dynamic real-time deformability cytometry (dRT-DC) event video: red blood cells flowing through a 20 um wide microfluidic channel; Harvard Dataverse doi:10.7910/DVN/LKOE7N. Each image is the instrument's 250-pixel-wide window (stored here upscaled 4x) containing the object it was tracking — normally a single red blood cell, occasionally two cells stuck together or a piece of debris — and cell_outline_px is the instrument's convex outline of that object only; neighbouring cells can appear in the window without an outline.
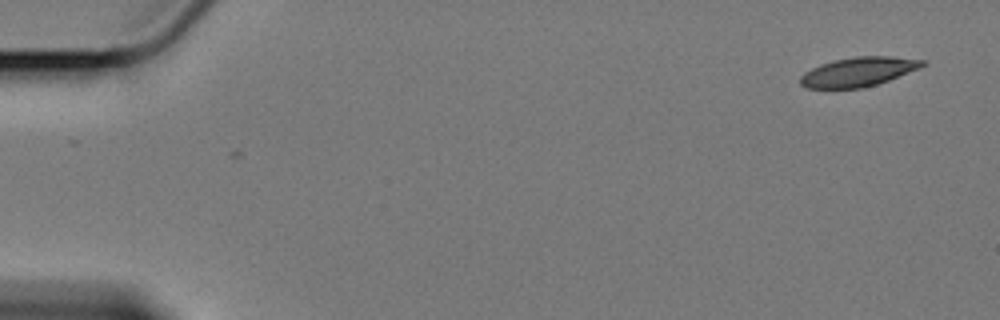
{"species": "Egyptian fruit bat (a non-hibernating species)", "species_latin": "Rousettus aegyptiacus", "temperature_condition": "cold", "stored_images_in_passage": 15, "camera_frame_rate_fps": 3000, "um_per_image_px": 0.085, "animal": {"sex": "female"}, "frame": {"image": 1, "passage_image": 1, "time_ms": 0.0, "image_size_px": [1000, 320], "cell_outline_px": [[928, 64], [920, 68], [888, 80], [876, 84], [860, 88], [808, 88], [800, 84], [800, 76], [804, 72], [820, 64], [832, 60], [856, 56], [892, 56], [928, 60]], "centroid_in_image_um": [72.99, 6.08], "position_along_channel_um": 12.0, "area_um2": 20.92}}
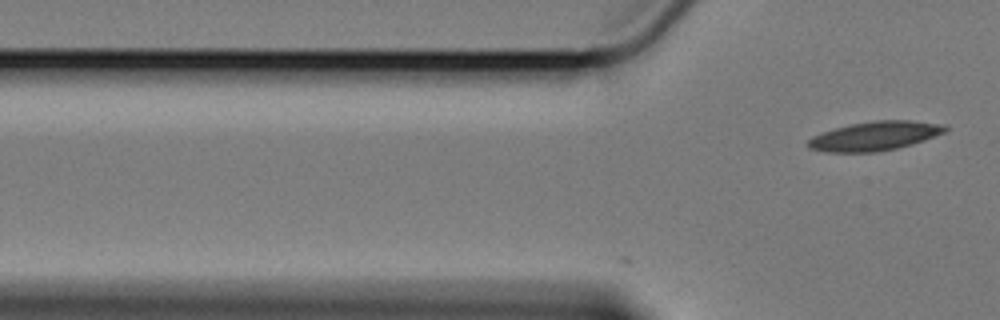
{"frame": {"image": 2, "passage_image": 15, "time_ms": 4.667, "image_size_px": [1000, 320], "cell_outline_px": [[948, 128], [944, 132], [924, 140], [912, 144], [896, 148], [876, 152], [824, 152], [808, 148], [804, 144], [812, 136], [836, 128], [852, 124], [872, 120], [912, 120], [944, 124]], "centroid_in_image_um": [74.33, 11.56], "position_along_channel_um": 51.5, "area_um2": 23.24}}